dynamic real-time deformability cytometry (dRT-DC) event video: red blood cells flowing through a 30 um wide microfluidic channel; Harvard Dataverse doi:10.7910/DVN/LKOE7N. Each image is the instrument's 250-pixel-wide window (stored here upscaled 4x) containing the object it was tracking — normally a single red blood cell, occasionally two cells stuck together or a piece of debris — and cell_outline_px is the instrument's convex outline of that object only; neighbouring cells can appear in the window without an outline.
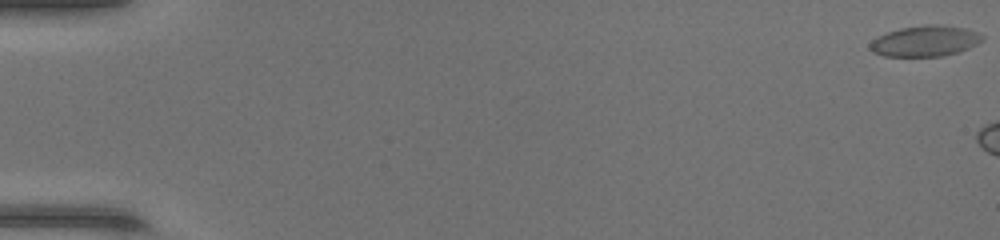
{"species": "common noctule bat (a hibernating species)", "species_latin": "Nyctalus noctula", "temperature_condition": "warm", "stored_images_in_passage": 7, "camera_frame_rate_fps": 3000, "um_per_image_px": 0.085, "animal": {"sex": "female", "body_mass_g": 17.0, "forearm_length_mm": 48.0}, "frame": {"image": 1, "passage_image": 1, "time_ms": 0.0, "image_size_px": [1000, 240], "cell_outline_px": [[984, 40], [960, 52], [940, 56], [884, 56], [872, 52], [868, 48], [868, 44], [872, 40], [888, 32], [900, 28], [924, 24], [936, 24], [968, 28], [980, 32], [984, 36]], "centroid_in_image_um": [78.66, 3.48], "position_along_channel_um": 6.3, "area_um2": 20.4}}